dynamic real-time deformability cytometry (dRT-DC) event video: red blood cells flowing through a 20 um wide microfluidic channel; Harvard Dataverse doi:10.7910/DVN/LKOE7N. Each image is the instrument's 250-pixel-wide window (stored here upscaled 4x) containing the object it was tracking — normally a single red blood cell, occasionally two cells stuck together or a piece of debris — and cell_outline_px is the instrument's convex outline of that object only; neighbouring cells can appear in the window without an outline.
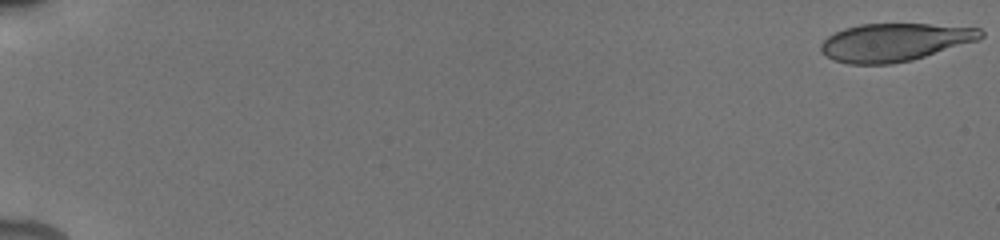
{"species": "human", "species_latin": "Homo sapiens", "temperature_condition": "cold", "stored_images_in_passage": 16, "camera_frame_rate_fps": 3000, "um_per_image_px": 0.085, "donor": {"sex": "male"}, "frame": {"image": 1, "passage_image": 1, "time_ms": 0.0, "image_size_px": [1000, 240], "cell_outline_px": [[984, 36], [980, 40], [912, 60], [892, 64], [848, 64], [832, 60], [820, 52], [820, 44], [828, 36], [844, 28], [860, 24], [928, 24], [980, 28], [984, 32]], "centroid_in_image_um": [76.04, 3.6], "position_along_channel_um": 9.0, "area_um2": 35.55}}
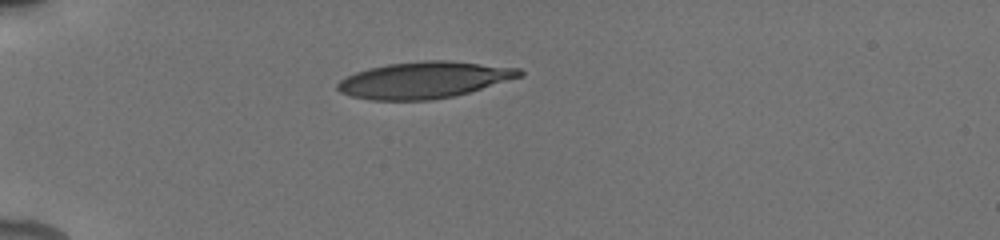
{"frame": {"image": 2, "passage_image": 11, "time_ms": 5.333, "image_size_px": [1000, 240], "cell_outline_px": [[524, 76], [468, 92], [452, 96], [432, 100], [372, 100], [352, 96], [340, 92], [336, 88], [336, 84], [340, 80], [356, 72], [368, 68], [388, 64], [424, 60], [448, 60], [520, 68], [524, 72]], "centroid_in_image_um": [36.06, 6.79], "position_along_channel_um": 48.9, "area_um2": 38.67}}
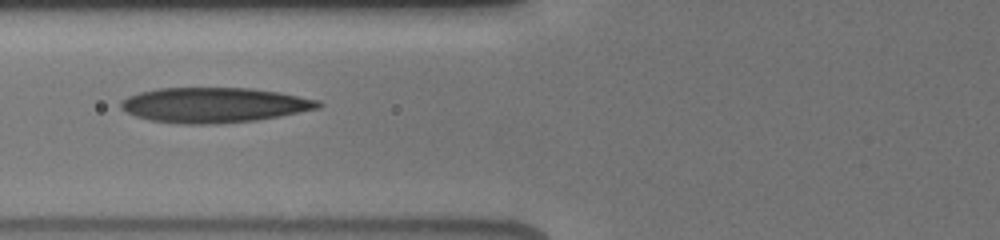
{"frame": {"image": 3, "passage_image": 15, "time_ms": 7.667, "image_size_px": [1000, 240], "cell_outline_px": [[324, 104], [320, 108], [280, 116], [256, 120], [220, 124], [180, 124], [148, 120], [136, 116], [120, 108], [120, 100], [128, 96], [140, 92], [156, 88], [252, 88], [280, 92], [320, 100]], "centroid_in_image_um": [18.21, 8.93], "position_along_channel_um": 107.6, "area_um2": 40.69}}